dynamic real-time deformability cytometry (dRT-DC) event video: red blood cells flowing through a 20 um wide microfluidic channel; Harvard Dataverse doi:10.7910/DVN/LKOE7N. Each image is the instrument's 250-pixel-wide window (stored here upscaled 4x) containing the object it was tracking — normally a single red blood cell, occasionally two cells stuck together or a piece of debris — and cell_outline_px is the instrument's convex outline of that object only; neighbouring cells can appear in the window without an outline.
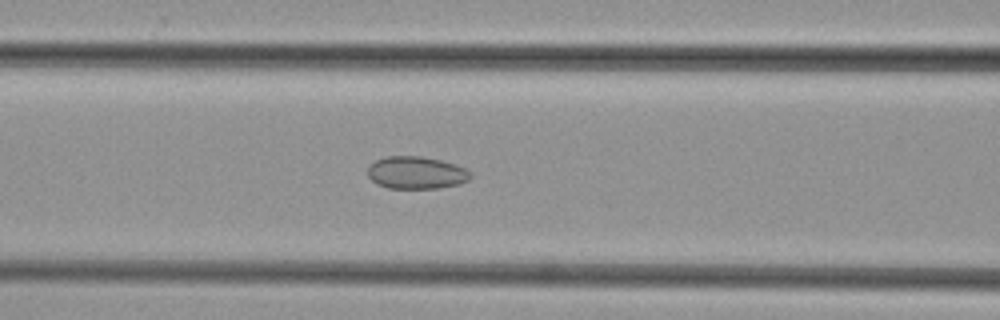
{"species": "common noctule bat (a hibernating species)", "species_latin": "Nyctalus noctula", "temperature_condition": "cold", "stored_images_in_passage": 38, "camera_frame_rate_fps": 3000, "um_per_image_px": 0.085, "animal": {"sex": "female", "body_mass_g": 29.2, "forearm_length_mm": 56.3}, "frame": {"image": 1, "passage_image": 10, "time_ms": 3.0, "image_size_px": [1000, 320], "cell_outline_px": [[472, 176], [468, 180], [460, 184], [436, 188], [388, 188], [376, 184], [368, 176], [368, 164], [376, 160], [388, 156], [420, 156], [440, 160], [456, 164], [472, 172]], "centroid_in_image_um": [35.38, 14.68], "position_along_channel_um": 131.2, "area_um2": 19.54}}
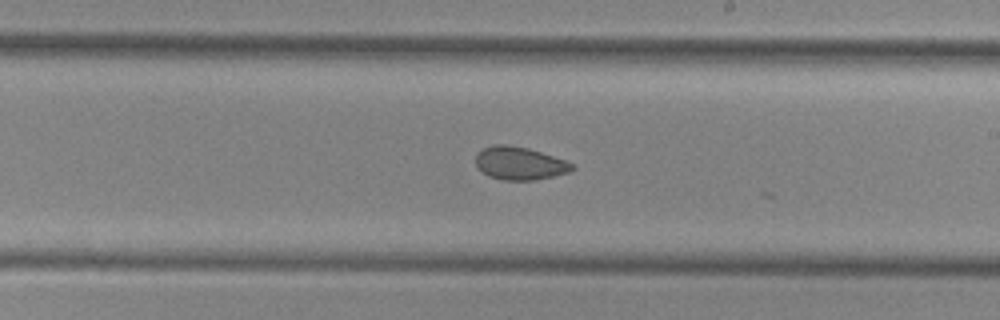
{"frame": {"image": 2, "passage_image": 18, "time_ms": 5.667, "image_size_px": [1000, 320], "cell_outline_px": [[576, 168], [572, 172], [536, 180], [504, 180], [488, 176], [476, 168], [476, 152], [484, 148], [496, 144], [504, 144], [528, 148], [564, 160], [572, 164]], "centroid_in_image_um": [44.15, 13.89], "position_along_channel_um": 244.8, "area_um2": 18.61}}
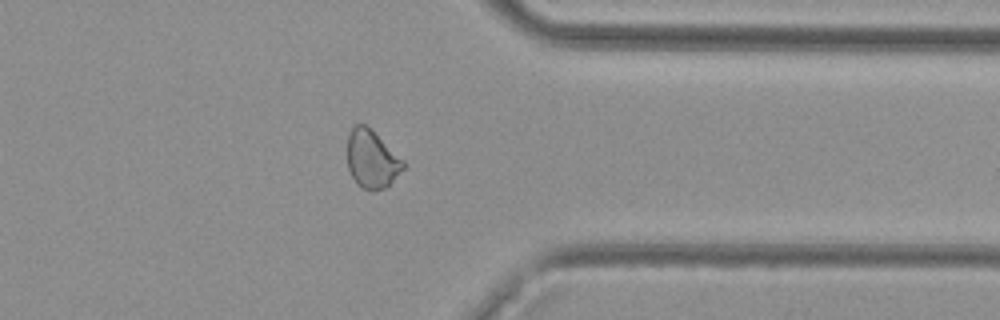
{"frame": {"image": 3, "passage_image": 28, "time_ms": 9.0, "image_size_px": [1000, 320], "cell_outline_px": [[404, 168], [384, 188], [364, 188], [356, 184], [348, 168], [348, 136], [352, 128], [356, 124], [364, 124], [404, 160]], "centroid_in_image_um": [31.58, 13.52], "position_along_channel_um": 379.8, "area_um2": 18.15}}